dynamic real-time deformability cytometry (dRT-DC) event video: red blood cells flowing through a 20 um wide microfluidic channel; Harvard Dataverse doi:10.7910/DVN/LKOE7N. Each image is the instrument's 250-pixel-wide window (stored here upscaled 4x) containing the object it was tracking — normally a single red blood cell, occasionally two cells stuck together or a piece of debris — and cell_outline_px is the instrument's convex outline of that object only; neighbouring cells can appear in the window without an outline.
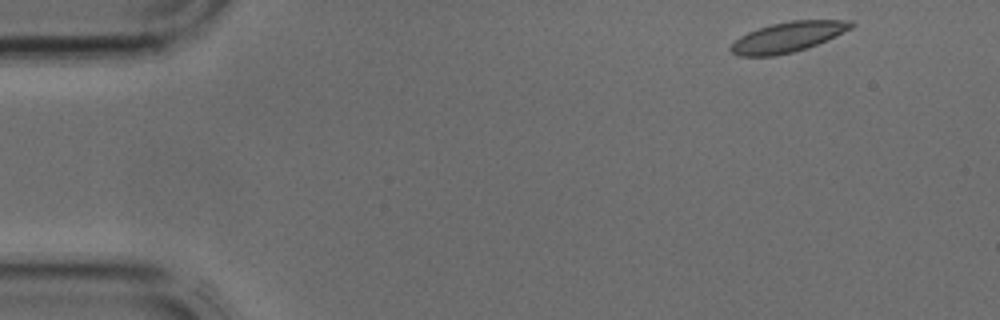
{"species": "common noctule bat (a hibernating species)", "species_latin": "Nyctalus noctula", "temperature_condition": "cold", "stored_images_in_passage": 2, "camera_frame_rate_fps": 3000, "um_per_image_px": 0.085, "animal": {"sex": "male", "body_mass_g": 17.9, "forearm_length_mm": 54.2}, "frame": {"image": 1, "passage_image": 1, "time_ms": 0.0, "image_size_px": [1000, 320], "cell_outline_px": [[856, 24], [852, 28], [836, 36], [816, 44], [792, 52], [772, 56], [740, 56], [732, 52], [728, 48], [740, 36], [748, 32], [772, 24], [792, 20], [852, 20]], "centroid_in_image_um": [66.99, 3.13], "position_along_channel_um": 18.0, "area_um2": 20.92}}